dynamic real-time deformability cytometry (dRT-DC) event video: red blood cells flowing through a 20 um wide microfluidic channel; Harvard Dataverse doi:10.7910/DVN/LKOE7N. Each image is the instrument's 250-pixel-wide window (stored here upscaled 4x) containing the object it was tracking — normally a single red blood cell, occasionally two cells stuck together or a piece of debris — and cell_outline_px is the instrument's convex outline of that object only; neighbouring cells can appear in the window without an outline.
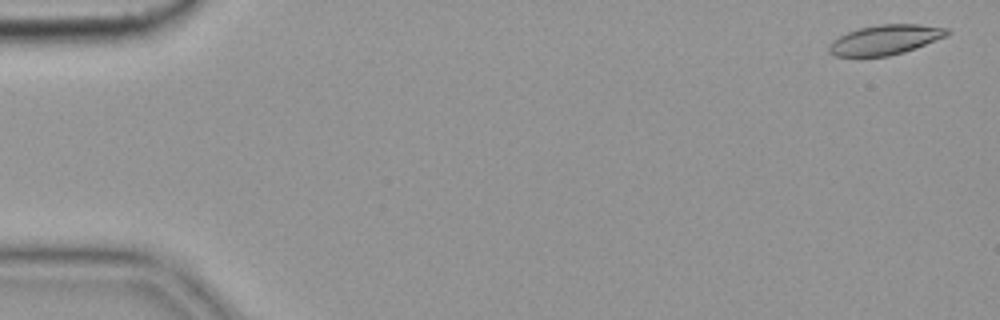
{"species": "common noctule bat (a hibernating species)", "species_latin": "Nyctalus noctula", "temperature_condition": "cold", "stored_images_in_passage": 11, "camera_frame_rate_fps": 3000, "um_per_image_px": 0.085, "animal": {"sex": "female", "body_mass_g": 19.9}, "frame": {"image": 1, "passage_image": 1, "time_ms": 0.0, "image_size_px": [1000, 320], "cell_outline_px": [[952, 32], [948, 36], [916, 48], [904, 52], [888, 56], [836, 56], [828, 52], [828, 44], [832, 40], [848, 32], [860, 28], [880, 24], [920, 24], [948, 28]], "centroid_in_image_um": [75.28, 3.37], "position_along_channel_um": 9.7, "area_um2": 20.63}}
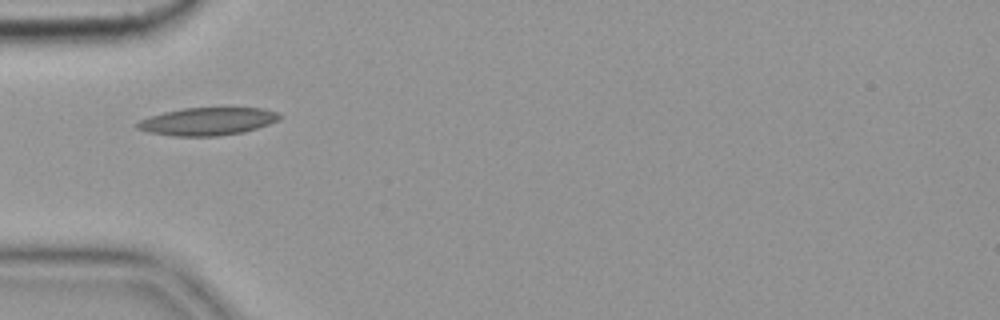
{"frame": {"image": 2, "passage_image": 5, "time_ms": 1.333, "image_size_px": [1000, 320], "cell_outline_px": [[280, 116], [276, 120], [268, 124], [244, 132], [220, 136], [172, 136], [148, 132], [136, 128], [136, 124], [140, 120], [148, 116], [164, 112], [184, 108], [260, 108], [280, 112]], "centroid_in_image_um": [17.6, 10.32], "position_along_channel_um": 67.4, "area_um2": 22.95}}